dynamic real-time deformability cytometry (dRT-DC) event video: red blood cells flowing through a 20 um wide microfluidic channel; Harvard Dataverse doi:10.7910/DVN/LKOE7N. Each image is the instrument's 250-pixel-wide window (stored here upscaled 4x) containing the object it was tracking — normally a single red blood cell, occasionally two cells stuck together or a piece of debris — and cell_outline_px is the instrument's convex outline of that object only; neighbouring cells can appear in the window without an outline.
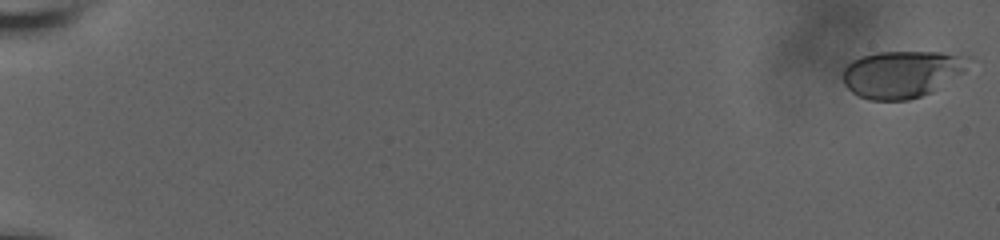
{"species": "human", "species_latin": "Homo sapiens", "temperature_condition": "room temperature", "stored_images_in_passage": 58, "camera_frame_rate_fps": 3000, "um_per_image_px": 0.085, "donor": {"sex": "male"}, "frame": {"image": 1, "passage_image": 1, "time_ms": 0.0, "image_size_px": [1000, 240], "cell_outline_px": [[968, 56], [964, 68], [960, 72], [932, 92], [908, 100], [868, 100], [852, 92], [844, 84], [844, 68], [852, 60], [860, 56], [876, 52], [940, 52]], "centroid_in_image_um": [76.58, 6.29], "position_along_channel_um": 8.4, "area_um2": 33.87}}
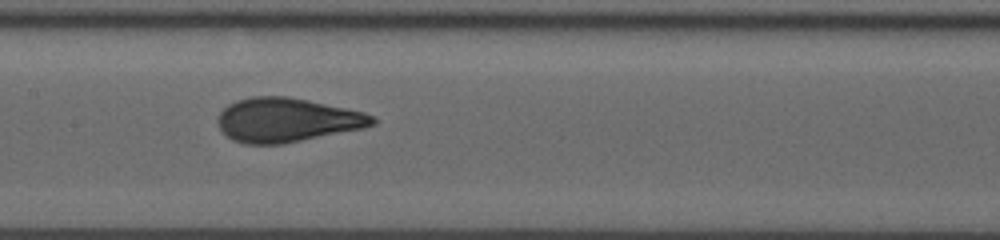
{"frame": {"image": 2, "passage_image": 32, "time_ms": 10.333, "image_size_px": [1000, 240], "cell_outline_px": [[376, 124], [364, 128], [284, 144], [244, 144], [232, 140], [220, 128], [216, 120], [220, 112], [228, 104], [236, 100], [252, 96], [288, 96], [364, 112], [372, 116], [376, 120]], "centroid_in_image_um": [24.37, 10.2], "position_along_channel_um": 183.0, "area_um2": 39.77}}
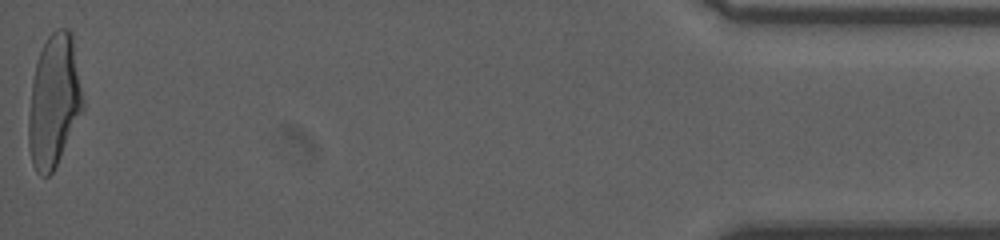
{"frame": {"image": 3, "passage_image": 58, "time_ms": 19.0, "image_size_px": [1000, 240], "cell_outline_px": [[84, 108], [52, 172], [48, 176], [44, 176], [36, 172], [32, 164], [28, 144], [28, 116], [32, 80], [36, 64], [40, 52], [48, 36], [56, 28], [68, 28], [72, 32], [84, 104]], "centroid_in_image_um": [4.58, 8.57], "position_along_channel_um": 430.6, "area_um2": 41.67}, "authors_computed_cell_mechanics": {"area_um2": 38.726, "velocity_mm_per_s": 3.8321, "shape_relaxation_time_tau1_ms": 4.1788, "shape_relaxation_time_tau2_ms": null, "deformation_change_tau1": 0.1658, "deformation_change_tau2": null}}